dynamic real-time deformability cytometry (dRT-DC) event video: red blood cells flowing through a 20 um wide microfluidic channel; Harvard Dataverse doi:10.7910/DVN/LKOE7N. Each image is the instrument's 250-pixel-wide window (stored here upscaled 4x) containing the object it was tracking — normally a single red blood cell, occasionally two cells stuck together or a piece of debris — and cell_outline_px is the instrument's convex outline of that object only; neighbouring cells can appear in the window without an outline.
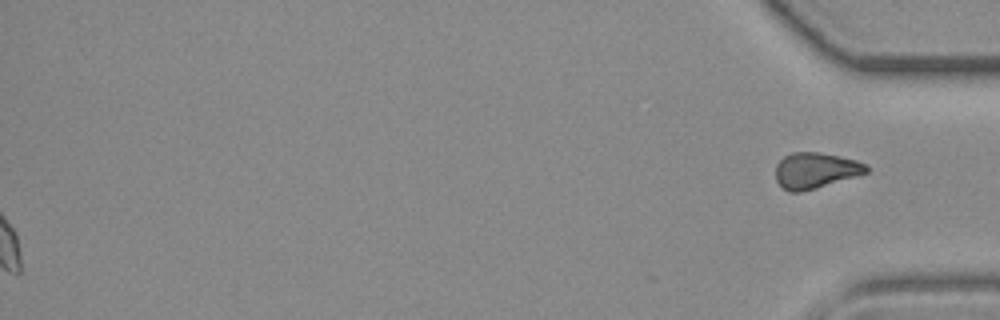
{"species": "common noctule bat (a hibernating species)", "species_latin": "Nyctalus noctula", "temperature_condition": "room temperature", "stored_images_in_passage": 39, "segment_of_instrument_passage": [2, 2], "camera_frame_rate_fps": 3000, "um_per_image_px": 0.085, "animal": {"sex": "female", "body_mass_g": 19.3, "forearm_length_mm": 54.1}, "frame": {"image": 1, "passage_image": 39, "time_ms": 12.667, "image_size_px": [1000, 320], "cell_outline_px": [[868, 172], [816, 188], [800, 192], [788, 192], [776, 180], [776, 164], [784, 156], [792, 152], [820, 152], [856, 160], [864, 164], [868, 168]], "centroid_in_image_um": [69.28, 14.48], "position_along_channel_um": 365.9, "area_um2": 18.73}}